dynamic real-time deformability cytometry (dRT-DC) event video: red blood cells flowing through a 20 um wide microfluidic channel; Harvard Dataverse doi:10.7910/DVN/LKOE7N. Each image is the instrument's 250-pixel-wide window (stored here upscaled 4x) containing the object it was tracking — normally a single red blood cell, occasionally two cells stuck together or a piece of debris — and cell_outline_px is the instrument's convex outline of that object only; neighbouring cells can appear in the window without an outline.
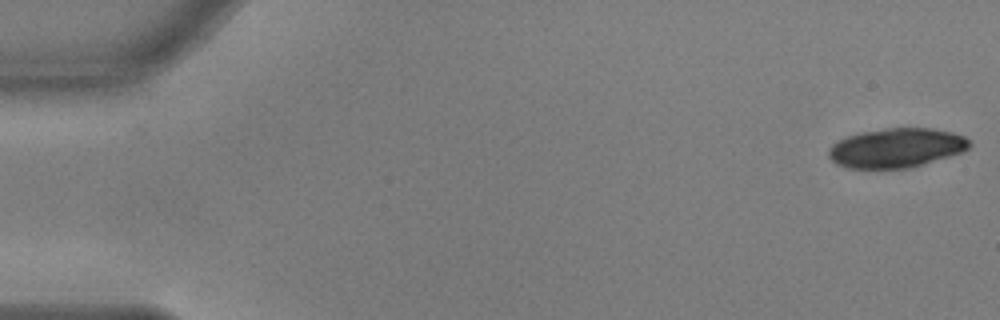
{"species": "common noctule bat (a hibernating species)", "species_latin": "Nyctalus noctula", "temperature_condition": "warm", "stored_images_in_passage": 34, "camera_frame_rate_fps": 3000, "um_per_image_px": 0.085, "animal": {"sex": "male", "body_mass_g": 17.9, "forearm_length_mm": 54.2}, "frame": {"image": 1, "passage_image": 1, "time_ms": 0.0, "image_size_px": [1000, 320], "cell_outline_px": [[972, 144], [968, 148], [960, 152], [912, 168], [848, 168], [836, 164], [828, 156], [828, 148], [832, 144], [848, 136], [860, 132], [884, 128], [932, 128], [952, 132], [964, 136]], "centroid_in_image_um": [76.17, 12.57], "position_along_channel_um": 8.8, "area_um2": 32.25}}
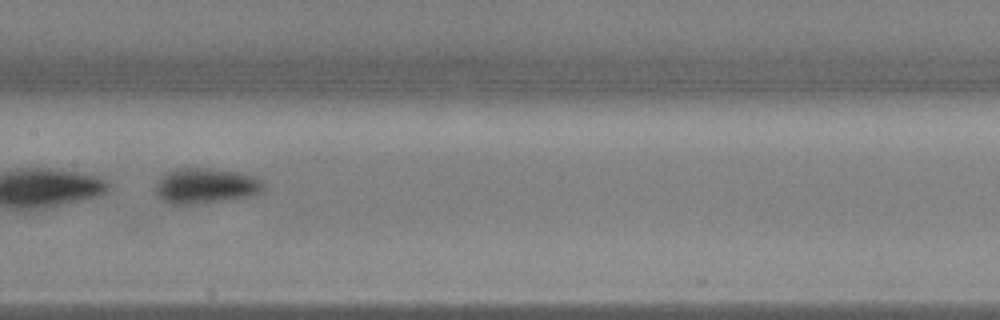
{"frame": {"image": 2, "passage_image": 28, "time_ms": 9.0, "image_size_px": [1000, 320], "cell_outline_px": [[264, 192], [248, 196], [224, 200], [184, 204], [172, 204], [156, 196], [156, 184], [168, 172], [176, 168], [208, 168], [236, 172], [260, 180], [264, 184]], "centroid_in_image_um": [17.47, 15.79], "position_along_channel_um": 189.9, "area_um2": 21.68}}